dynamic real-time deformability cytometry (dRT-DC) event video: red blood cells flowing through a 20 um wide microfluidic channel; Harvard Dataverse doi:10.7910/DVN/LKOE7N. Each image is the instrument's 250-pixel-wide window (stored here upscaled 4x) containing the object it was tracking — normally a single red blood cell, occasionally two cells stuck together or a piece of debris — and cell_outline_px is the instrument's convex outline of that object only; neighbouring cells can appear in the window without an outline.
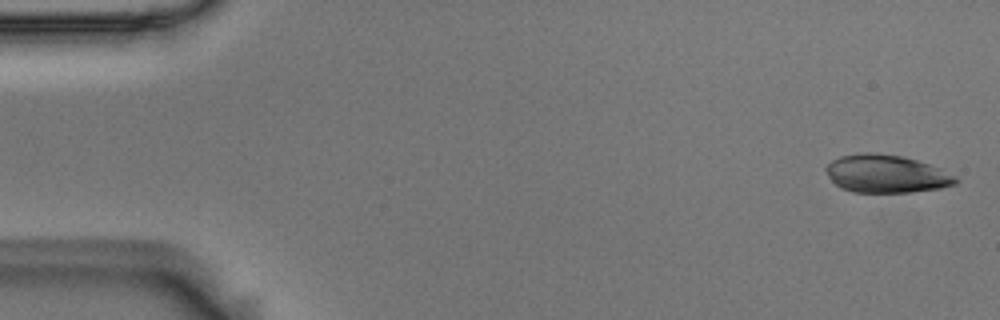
{"species": "Egyptian fruit bat (a non-hibernating species)", "species_latin": "Rousettus aegyptiacus", "temperature_condition": "room temperature", "stored_images_in_passage": 5, "camera_frame_rate_fps": 3000, "um_per_image_px": 0.085, "animal": {"sex": "male"}, "frame": {"image": 1, "passage_image": 1, "time_ms": 0.0, "image_size_px": [1000, 320], "cell_outline_px": [[960, 180], [956, 184], [940, 188], [912, 192], [852, 192], [840, 188], [828, 176], [824, 168], [832, 160], [840, 156], [864, 152], [876, 152], [904, 156], [940, 168], [956, 176]], "centroid_in_image_um": [75.33, 14.77], "position_along_channel_um": 9.7, "area_um2": 28.84}}
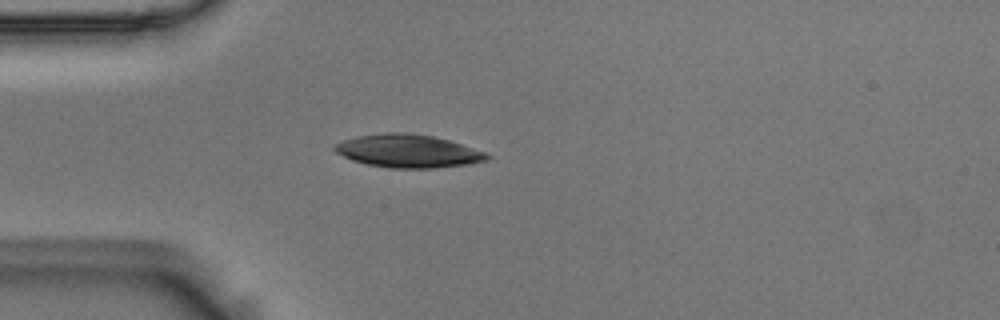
{"frame": {"image": 2, "passage_image": 4, "time_ms": 1.0, "image_size_px": [1000, 320], "cell_outline_px": [[492, 156], [488, 160], [468, 164], [432, 168], [388, 168], [368, 164], [352, 160], [336, 152], [332, 148], [332, 144], [356, 136], [384, 132], [404, 132], [432, 136], [448, 140], [484, 152]], "centroid_in_image_um": [34.64, 12.83], "position_along_channel_um": 50.4, "area_um2": 29.25}}